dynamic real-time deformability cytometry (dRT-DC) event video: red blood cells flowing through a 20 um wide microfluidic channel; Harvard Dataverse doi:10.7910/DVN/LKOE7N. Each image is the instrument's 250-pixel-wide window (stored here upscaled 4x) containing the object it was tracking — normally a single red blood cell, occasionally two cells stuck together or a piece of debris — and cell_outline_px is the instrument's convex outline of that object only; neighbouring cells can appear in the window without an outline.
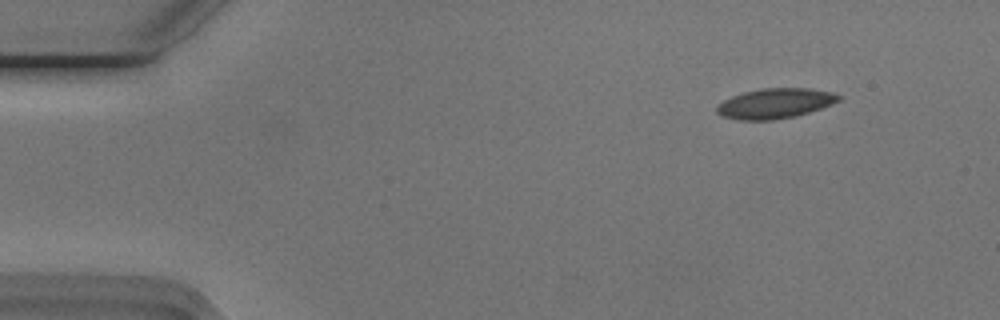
{"species": "Egyptian fruit bat (a non-hibernating species)", "species_latin": "Rousettus aegyptiacus", "temperature_condition": "cold", "stored_images_in_passage": 49, "camera_frame_rate_fps": 3000, "um_per_image_px": 0.085, "animal": {"sex": "male"}, "frame": {"image": 1, "passage_image": 1, "time_ms": 0.0, "image_size_px": [1000, 320], "cell_outline_px": [[840, 100], [820, 108], [808, 112], [792, 116], [772, 120], [744, 120], [724, 116], [716, 112], [716, 108], [724, 100], [732, 96], [744, 92], [760, 88], [808, 88], [832, 92], [840, 96]], "centroid_in_image_um": [65.87, 8.77], "position_along_channel_um": 19.1, "area_um2": 20.92}}
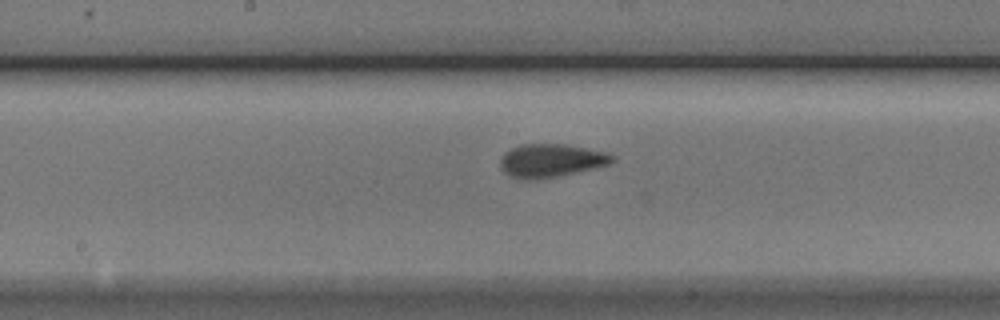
{"frame": {"image": 2, "passage_image": 23, "time_ms": 7.333, "image_size_px": [1000, 320], "cell_outline_px": [[616, 160], [608, 164], [560, 176], [536, 180], [524, 180], [512, 176], [504, 172], [500, 164], [500, 160], [512, 148], [520, 144], [564, 144], [588, 148], [604, 152], [616, 156]], "centroid_in_image_um": [46.86, 13.65], "position_along_channel_um": 201.3, "area_um2": 21.56}}
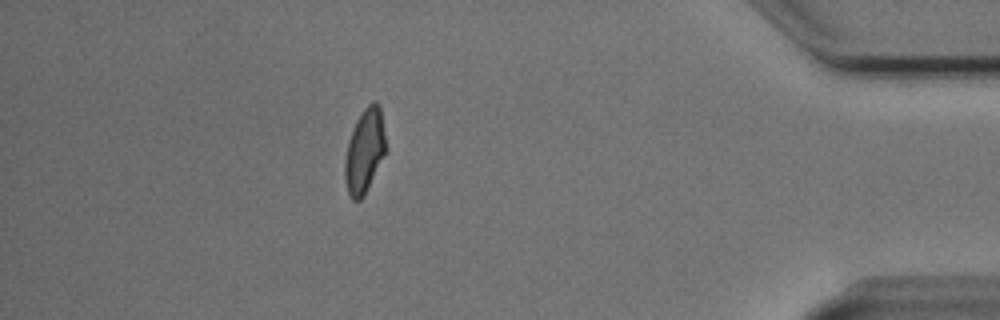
{"frame": {"image": 3, "passage_image": 43, "time_ms": 14.0, "image_size_px": [1000, 320], "cell_outline_px": [[384, 152], [364, 196], [360, 200], [352, 200], [348, 192], [344, 176], [344, 164], [348, 140], [352, 128], [356, 120], [364, 108], [372, 100], [376, 100], [380, 104], [384, 132]], "centroid_in_image_um": [30.95, 12.78], "position_along_channel_um": 404.2, "area_um2": 19.71}, "authors_computed_cell_mechanics": {"area_um2": 21.0392, "velocity_mm_per_s": 3.7514, "shape_relaxation_time_tau1_ms": 4.2729, "shape_relaxation_time_tau2_ms": 1.2981, "deformation_change_tau1": 0.1261, "deformation_change_tau2": 0.0739}}